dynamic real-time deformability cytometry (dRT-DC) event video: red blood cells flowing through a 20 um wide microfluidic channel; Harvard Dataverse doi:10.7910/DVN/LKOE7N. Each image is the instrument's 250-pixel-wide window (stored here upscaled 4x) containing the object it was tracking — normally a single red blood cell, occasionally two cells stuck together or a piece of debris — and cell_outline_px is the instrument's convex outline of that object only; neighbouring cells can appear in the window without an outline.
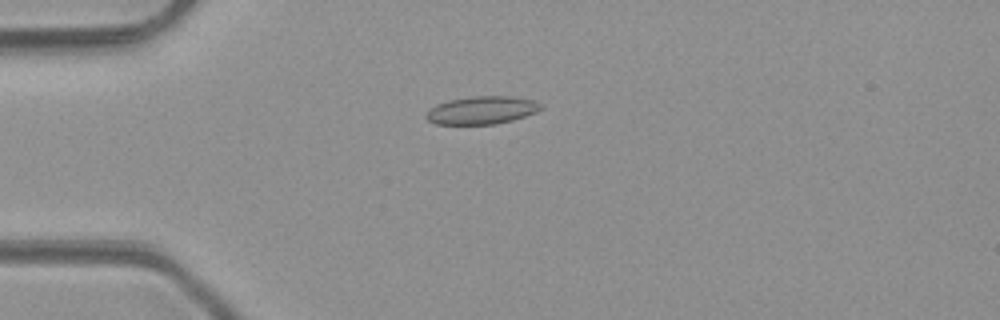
{"species": "common noctule bat (a hibernating species)", "species_latin": "Nyctalus noctula", "temperature_condition": "room temperature", "stored_images_in_passage": 4, "camera_frame_rate_fps": 3000, "um_per_image_px": 0.085, "animal": {"sex": "male", "body_mass_g": 23.1, "forearm_length_mm": 52.7}, "frame": {"image": 1, "passage_image": 3, "time_ms": 3.333, "image_size_px": [1000, 320], "cell_outline_px": [[544, 108], [536, 112], [512, 120], [496, 124], [436, 124], [428, 120], [424, 116], [428, 108], [436, 104], [448, 100], [472, 96], [512, 96], [532, 100], [540, 104]], "centroid_in_image_um": [40.91, 9.36], "position_along_channel_um": 44.1, "area_um2": 18.73}}